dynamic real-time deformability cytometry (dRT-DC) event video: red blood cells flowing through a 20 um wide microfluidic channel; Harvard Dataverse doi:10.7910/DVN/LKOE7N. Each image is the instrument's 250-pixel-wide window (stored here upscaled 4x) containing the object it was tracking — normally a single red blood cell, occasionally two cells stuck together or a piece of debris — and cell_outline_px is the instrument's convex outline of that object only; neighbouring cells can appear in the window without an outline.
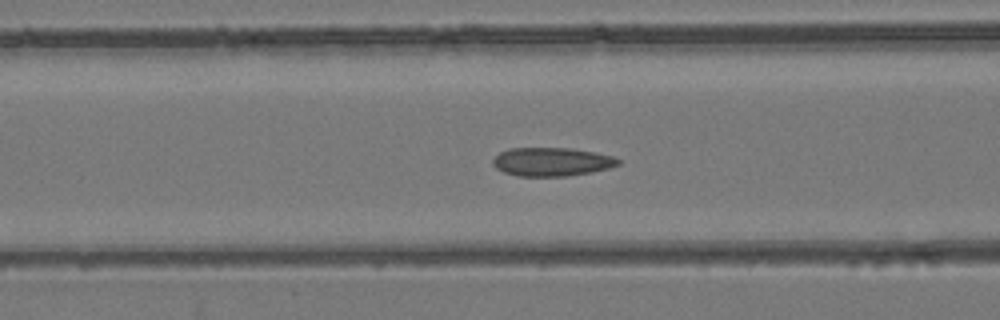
{"species": "common noctule bat (a hibernating species)", "species_latin": "Nyctalus noctula", "temperature_condition": "room temperature", "stored_images_in_passage": 47, "camera_frame_rate_fps": 3000, "um_per_image_px": 0.085, "animal": {"sex": "female", "body_mass_g": 24.6, "forearm_length_mm": 56.2}, "frame": {"image": 1, "passage_image": 20, "time_ms": 6.333, "image_size_px": [1000, 320], "cell_outline_px": [[620, 164], [608, 168], [592, 172], [568, 176], [520, 176], [504, 172], [496, 168], [492, 164], [492, 160], [500, 152], [508, 148], [572, 148], [596, 152], [612, 156], [620, 160]], "centroid_in_image_um": [46.9, 13.75], "position_along_channel_um": 119.7, "area_um2": 20.92}}
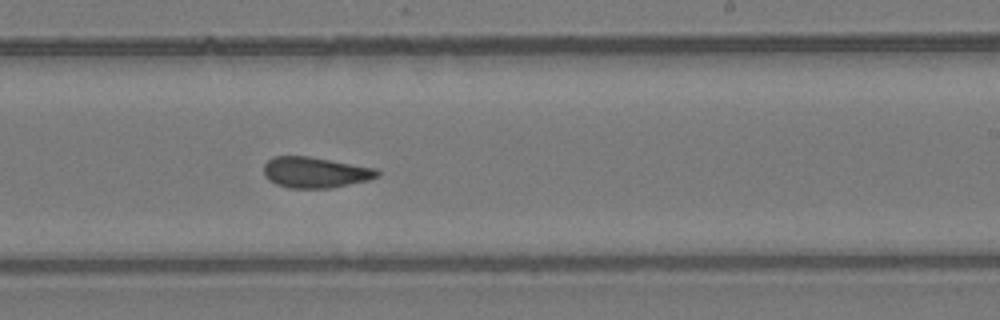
{"frame": {"image": 2, "passage_image": 31, "time_ms": 10.0, "image_size_px": [1000, 320], "cell_outline_px": [[380, 176], [368, 180], [332, 188], [288, 188], [276, 184], [268, 180], [264, 176], [264, 164], [272, 156], [308, 156], [376, 168], [380, 172]], "centroid_in_image_um": [26.78, 14.66], "position_along_channel_um": 262.2, "area_um2": 20.52}}
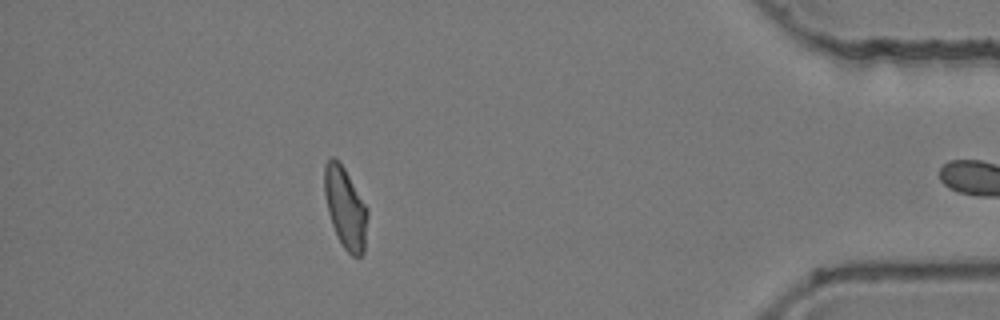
{"frame": {"image": 3, "passage_image": 46, "time_ms": 15.0, "image_size_px": [1000, 320], "cell_outline_px": [[368, 216], [364, 252], [360, 256], [352, 256], [344, 248], [332, 224], [328, 212], [324, 192], [324, 164], [332, 156], [344, 168], [368, 208]], "centroid_in_image_um": [29.36, 17.67], "position_along_channel_um": 405.8, "area_um2": 20.17}}